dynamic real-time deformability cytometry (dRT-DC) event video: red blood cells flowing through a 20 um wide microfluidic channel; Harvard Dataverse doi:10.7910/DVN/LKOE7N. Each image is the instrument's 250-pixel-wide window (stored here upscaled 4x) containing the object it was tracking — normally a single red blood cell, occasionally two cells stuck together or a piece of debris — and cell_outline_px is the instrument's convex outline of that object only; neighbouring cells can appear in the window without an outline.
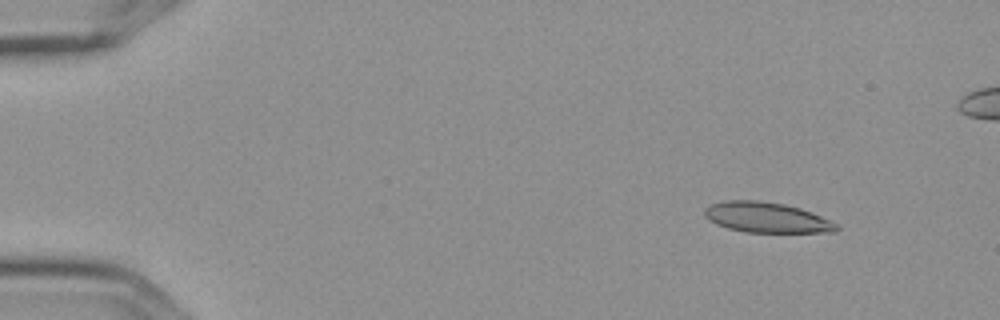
{"species": "Egyptian fruit bat (a non-hibernating species)", "species_latin": "Rousettus aegyptiacus", "temperature_condition": "cold", "stored_images_in_passage": 5, "camera_frame_rate_fps": 3000, "um_per_image_px": 0.085, "frame": {"image": 1, "passage_image": 1, "time_ms": 0.0, "image_size_px": [1000, 320], "cell_outline_px": [[840, 228], [836, 232], [744, 232], [728, 228], [716, 224], [708, 220], [704, 216], [704, 208], [712, 204], [724, 200], [756, 200], [784, 204], [800, 208], [812, 212], [840, 224]], "centroid_in_image_um": [65.18, 18.49], "position_along_channel_um": 19.8, "area_um2": 23.52}}